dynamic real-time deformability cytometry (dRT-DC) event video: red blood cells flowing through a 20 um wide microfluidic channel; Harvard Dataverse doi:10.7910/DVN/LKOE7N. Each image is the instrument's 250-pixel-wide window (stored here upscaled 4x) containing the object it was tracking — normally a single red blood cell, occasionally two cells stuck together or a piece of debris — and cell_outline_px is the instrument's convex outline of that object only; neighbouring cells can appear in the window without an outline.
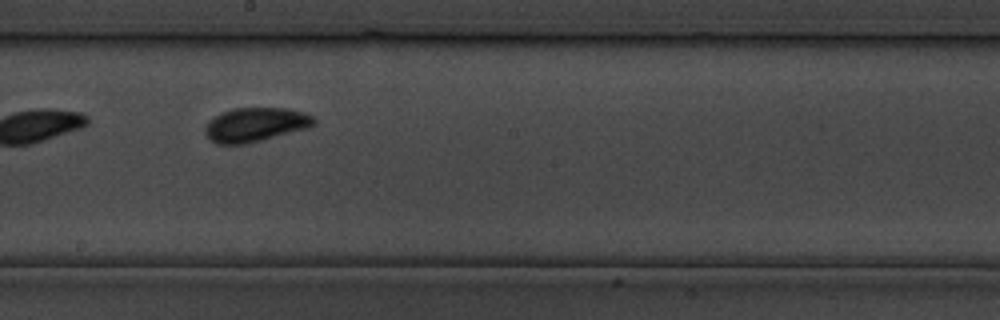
{"species": "common noctule bat (a hibernating species)", "species_latin": "Nyctalus noctula", "temperature_condition": "cold", "stored_images_in_passage": 18, "camera_frame_rate_fps": 3000, "um_per_image_px": 0.085, "animal": {"sex": "male", "body_mass_g": 19.5, "forearm_length_mm": 54.6}, "frame": {"image": 1, "passage_image": 11, "time_ms": 12.333, "image_size_px": [1000, 320], "cell_outline_px": [[316, 124], [308, 128], [248, 144], [216, 144], [208, 140], [204, 132], [204, 128], [208, 120], [224, 112], [236, 108], [288, 108], [312, 116], [316, 120]], "centroid_in_image_um": [21.68, 10.62], "position_along_channel_um": 226.5, "area_um2": 21.73}}
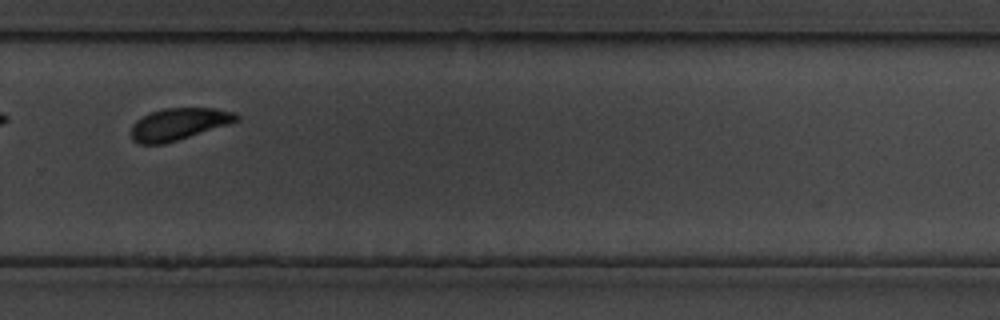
{"frame": {"image": 2, "passage_image": 16, "time_ms": 18.0, "image_size_px": [1000, 320], "cell_outline_px": [[240, 120], [228, 124], [164, 144], [140, 144], [132, 140], [132, 124], [136, 120], [152, 112], [164, 108], [216, 108], [236, 112], [240, 116]], "centroid_in_image_um": [15.21, 10.53], "position_along_channel_um": 314.6, "area_um2": 19.48}}